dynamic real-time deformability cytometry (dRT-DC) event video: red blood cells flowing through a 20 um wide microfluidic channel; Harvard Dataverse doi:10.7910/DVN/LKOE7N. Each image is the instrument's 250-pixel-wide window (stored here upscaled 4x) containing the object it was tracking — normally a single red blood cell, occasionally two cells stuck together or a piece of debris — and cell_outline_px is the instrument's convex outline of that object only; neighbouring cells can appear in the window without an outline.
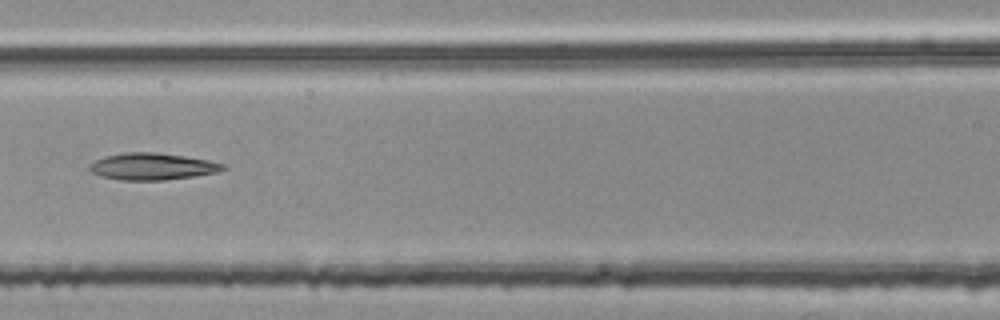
{"species": "common noctule bat (a hibernating species)", "species_latin": "Nyctalus noctula", "temperature_condition": "room temperature", "stored_images_in_passage": 6, "camera_frame_rate_fps": 3000, "um_per_image_px": 0.085, "animal": {"sex": "female", "body_mass_g": 25.1}, "frame": {"image": 1, "passage_image": 6, "time_ms": 1.667, "image_size_px": [1000, 320], "cell_outline_px": [[228, 168], [216, 172], [196, 176], [164, 180], [120, 180], [100, 176], [92, 172], [88, 168], [96, 160], [104, 156], [124, 152], [156, 152], [184, 156], [208, 160], [224, 164]], "centroid_in_image_um": [12.95, 14.15], "position_along_channel_um": 153.6, "area_um2": 20.87}}